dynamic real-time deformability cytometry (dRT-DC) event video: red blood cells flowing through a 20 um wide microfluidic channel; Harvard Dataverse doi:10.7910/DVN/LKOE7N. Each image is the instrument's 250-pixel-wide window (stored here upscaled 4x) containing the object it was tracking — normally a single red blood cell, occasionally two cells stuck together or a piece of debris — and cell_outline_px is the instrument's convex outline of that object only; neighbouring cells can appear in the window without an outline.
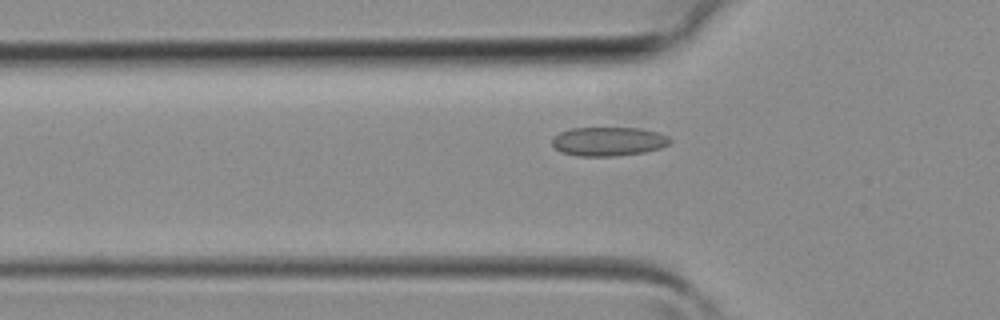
{"species": "common noctule bat (a hibernating species)", "species_latin": "Nyctalus noctula", "temperature_condition": "room temperature", "stored_images_in_passage": 36, "camera_frame_rate_fps": 3000, "um_per_image_px": 0.085, "animal": {"sex": "female", "body_mass_g": 19.3, "forearm_length_mm": 54.1}, "frame": {"image": 1, "passage_image": 9, "time_ms": 2.667, "image_size_px": [1000, 320], "cell_outline_px": [[672, 140], [668, 144], [660, 148], [644, 152], [616, 156], [576, 156], [560, 152], [552, 144], [552, 136], [560, 132], [572, 128], [640, 128], [660, 132], [668, 136]], "centroid_in_image_um": [51.71, 12.02], "position_along_channel_um": 74.1, "area_um2": 20.06}}
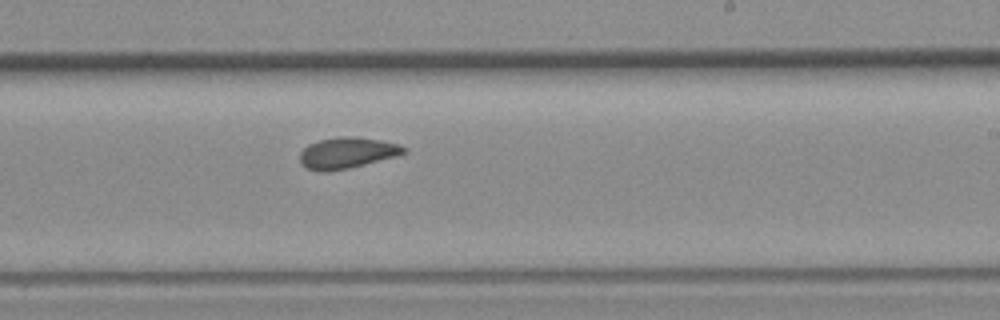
{"frame": {"image": 2, "passage_image": 20, "time_ms": 6.333, "image_size_px": [1000, 320], "cell_outline_px": [[408, 148], [404, 152], [396, 156], [348, 168], [324, 172], [320, 172], [308, 168], [300, 160], [300, 152], [308, 144], [320, 140], [336, 136], [356, 136], [380, 140], [400, 144]], "centroid_in_image_um": [29.5, 12.97], "position_along_channel_um": 259.5, "area_um2": 18.73}}
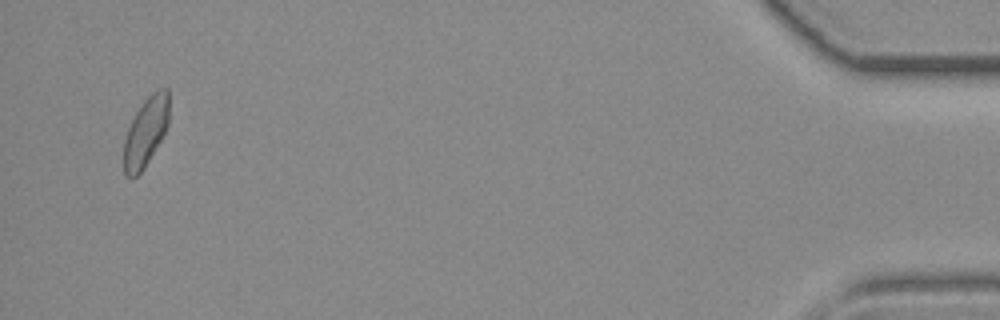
{"frame": {"image": 3, "passage_image": 35, "time_ms": 11.333, "image_size_px": [1000, 320], "cell_outline_px": [[168, 124], [160, 140], [144, 168], [136, 176], [124, 176], [124, 140], [128, 128], [136, 112], [144, 100], [156, 88], [168, 88]], "centroid_in_image_um": [12.38, 11.18], "position_along_channel_um": 422.8, "area_um2": 17.92}}